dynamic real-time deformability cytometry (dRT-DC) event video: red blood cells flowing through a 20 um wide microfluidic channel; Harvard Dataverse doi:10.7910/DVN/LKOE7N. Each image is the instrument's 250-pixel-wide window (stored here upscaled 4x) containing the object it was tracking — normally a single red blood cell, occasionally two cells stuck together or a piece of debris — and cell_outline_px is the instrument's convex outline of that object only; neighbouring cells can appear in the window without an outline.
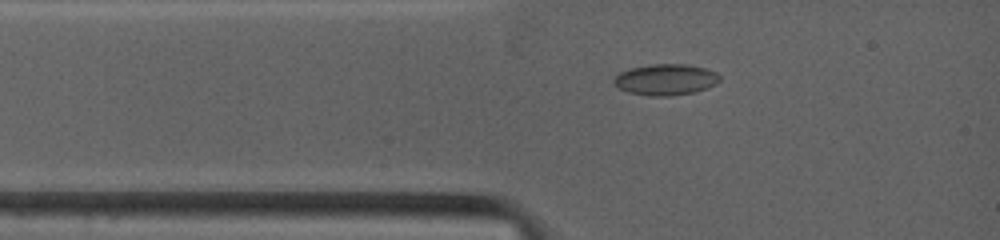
{"species": "common noctule bat (a hibernating species)", "species_latin": "Nyctalus noctula", "temperature_condition": "warm", "stored_images_in_passage": 12, "camera_frame_rate_fps": 4500, "um_per_image_px": 0.085, "animal": {"sex": "female", "body_mass_g": 19.0, "forearm_length_mm": 53.3}, "frame": {"image": 1, "passage_image": 4, "time_ms": 1.333, "image_size_px": [1000, 240], "cell_outline_px": [[720, 80], [716, 84], [708, 88], [692, 92], [672, 96], [648, 96], [628, 92], [620, 88], [612, 80], [620, 72], [632, 68], [652, 64], [688, 64], [704, 68], [716, 72], [720, 76]], "centroid_in_image_um": [56.61, 6.77], "position_along_channel_um": 28.4, "area_um2": 19.13}}
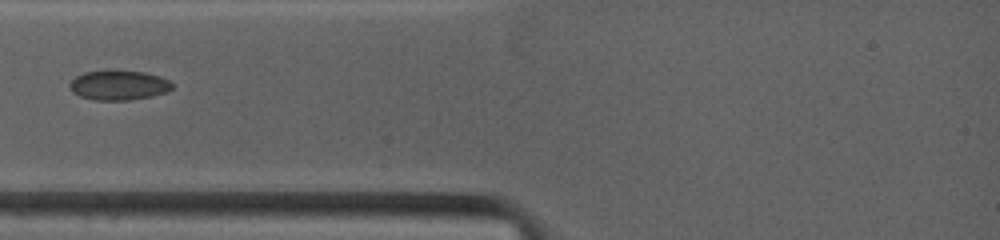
{"frame": {"image": 2, "passage_image": 7, "time_ms": 2.667, "image_size_px": [1000, 240], "cell_outline_px": [[172, 88], [168, 92], [152, 96], [128, 100], [92, 100], [80, 96], [72, 92], [68, 84], [76, 76], [84, 72], [112, 68], [116, 68], [144, 72], [160, 76], [168, 80], [172, 84]], "centroid_in_image_um": [10.07, 7.21], "position_along_channel_um": 74.9, "area_um2": 18.32}}
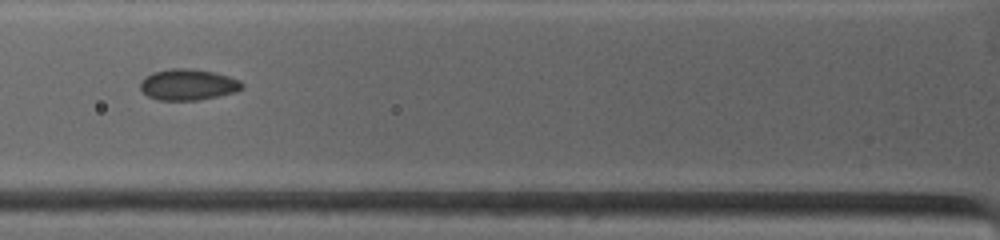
{"frame": {"image": 3, "passage_image": 9, "time_ms": 3.556, "image_size_px": [1000, 240], "cell_outline_px": [[244, 88], [236, 92], [196, 100], [156, 100], [148, 96], [140, 88], [140, 80], [144, 76], [152, 72], [168, 68], [188, 68], [216, 72], [240, 80], [244, 84]], "centroid_in_image_um": [15.97, 7.18], "position_along_channel_um": 109.8, "area_um2": 18.67}}